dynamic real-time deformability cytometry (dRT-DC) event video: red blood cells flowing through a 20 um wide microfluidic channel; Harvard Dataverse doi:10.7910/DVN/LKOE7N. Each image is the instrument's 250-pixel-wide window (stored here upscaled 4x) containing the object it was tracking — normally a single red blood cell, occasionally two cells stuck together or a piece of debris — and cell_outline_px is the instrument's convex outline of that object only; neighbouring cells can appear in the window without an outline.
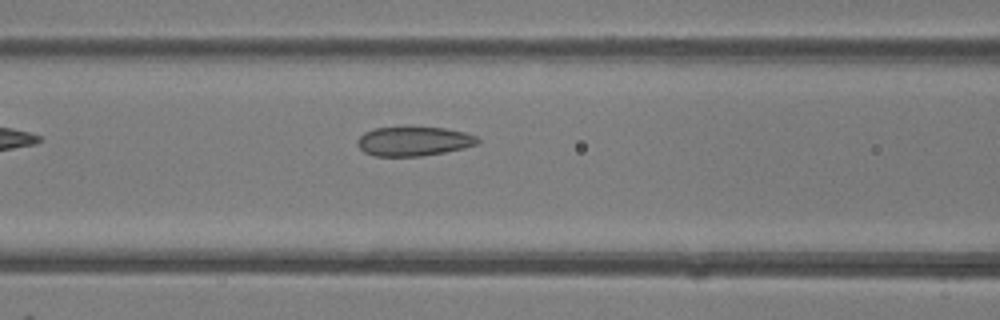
{"species": "common noctule bat (a hibernating species)", "species_latin": "Nyctalus noctula", "temperature_condition": "room temperature", "stored_images_in_passage": 34, "camera_frame_rate_fps": 3000, "um_per_image_px": 0.085, "animal": {"sex": "female"}, "frame": {"image": 1, "passage_image": 5, "time_ms": 1.333, "image_size_px": [1000, 320], "cell_outline_px": [[480, 140], [476, 144], [464, 148], [444, 152], [420, 156], [376, 156], [364, 152], [356, 144], [356, 140], [364, 132], [376, 128], [444, 128], [464, 132], [476, 136]], "centroid_in_image_um": [35.14, 12.02], "position_along_channel_um": 131.5, "area_um2": 20.23}}
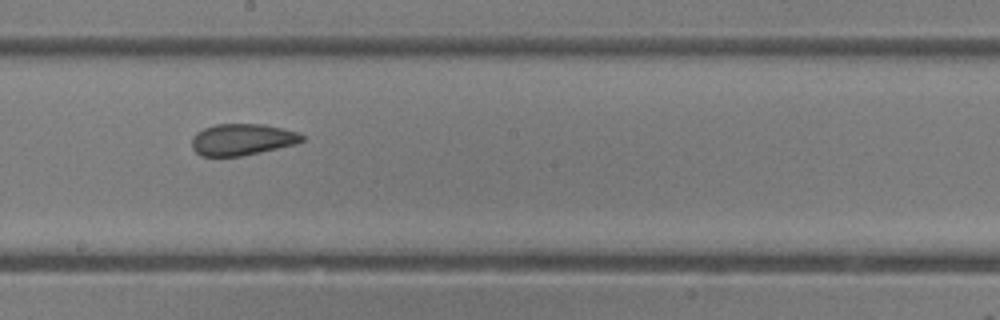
{"frame": {"image": 2, "passage_image": 12, "time_ms": 3.667, "image_size_px": [1000, 320], "cell_outline_px": [[304, 140], [296, 144], [260, 152], [240, 156], [200, 156], [192, 148], [192, 136], [196, 132], [204, 128], [216, 124], [264, 124], [300, 132], [304, 136]], "centroid_in_image_um": [20.59, 11.85], "position_along_channel_um": 227.6, "area_um2": 20.35}}
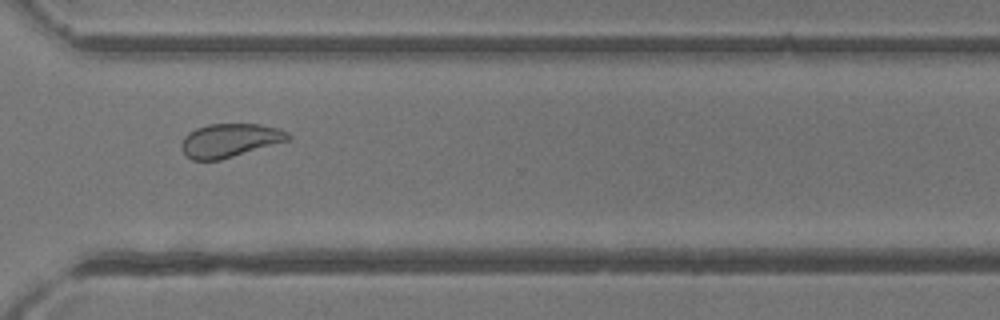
{"frame": {"image": 3, "passage_image": 21, "time_ms": 6.667, "image_size_px": [1000, 320], "cell_outline_px": [[292, 140], [220, 160], [192, 160], [180, 148], [180, 144], [184, 136], [188, 132], [196, 128], [208, 124], [260, 124], [280, 128], [288, 132], [292, 136]], "centroid_in_image_um": [19.57, 11.93], "position_along_channel_um": 351.0, "area_um2": 21.21}}